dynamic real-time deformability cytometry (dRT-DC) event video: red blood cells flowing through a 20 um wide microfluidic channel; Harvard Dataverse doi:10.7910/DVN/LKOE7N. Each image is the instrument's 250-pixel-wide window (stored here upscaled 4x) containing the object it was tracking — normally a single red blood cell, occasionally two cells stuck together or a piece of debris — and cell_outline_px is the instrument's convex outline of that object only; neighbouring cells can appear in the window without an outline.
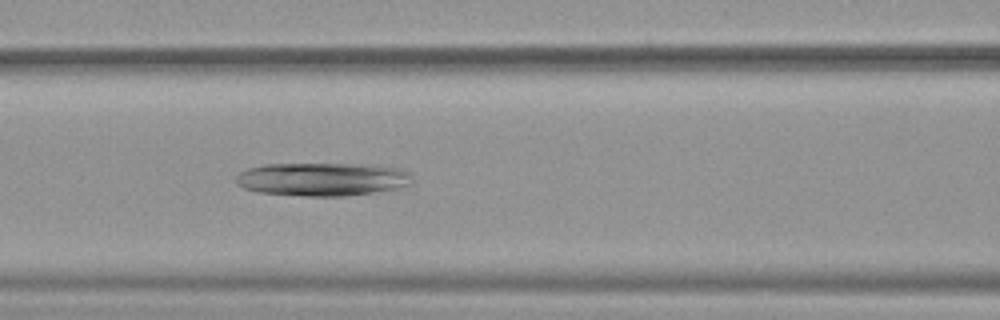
{"species": "common noctule bat (a hibernating species)", "species_latin": "Nyctalus noctula", "temperature_condition": "warm", "stored_images_in_passage": 43, "camera_frame_rate_fps": 3000, "um_per_image_px": 0.085, "animal": {"sex": "female", "body_mass_g": 19.9}, "frame": {"image": 1, "passage_image": 13, "time_ms": 4.0, "image_size_px": [1000, 320], "cell_outline_px": [[412, 180], [408, 184], [396, 188], [372, 192], [344, 196], [304, 196], [256, 192], [244, 188], [236, 184], [236, 176], [240, 172], [248, 168], [264, 164], [368, 164], [400, 168], [408, 172], [412, 176]], "centroid_in_image_um": [27.36, 15.22], "position_along_channel_um": 139.2, "area_um2": 34.22}}
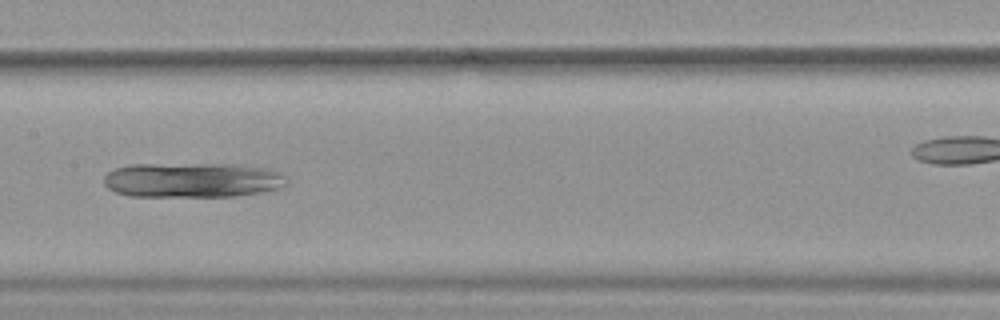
{"frame": {"image": 2, "passage_image": 17, "time_ms": 5.333, "image_size_px": [1000, 320], "cell_outline_px": [[288, 184], [276, 188], [236, 196], [128, 196], [116, 192], [108, 188], [104, 184], [104, 176], [108, 172], [116, 168], [132, 164], [244, 164], [272, 168], [280, 172], [284, 176]], "centroid_in_image_um": [16.36, 15.28], "position_along_channel_um": 191.0, "area_um2": 37.34}}